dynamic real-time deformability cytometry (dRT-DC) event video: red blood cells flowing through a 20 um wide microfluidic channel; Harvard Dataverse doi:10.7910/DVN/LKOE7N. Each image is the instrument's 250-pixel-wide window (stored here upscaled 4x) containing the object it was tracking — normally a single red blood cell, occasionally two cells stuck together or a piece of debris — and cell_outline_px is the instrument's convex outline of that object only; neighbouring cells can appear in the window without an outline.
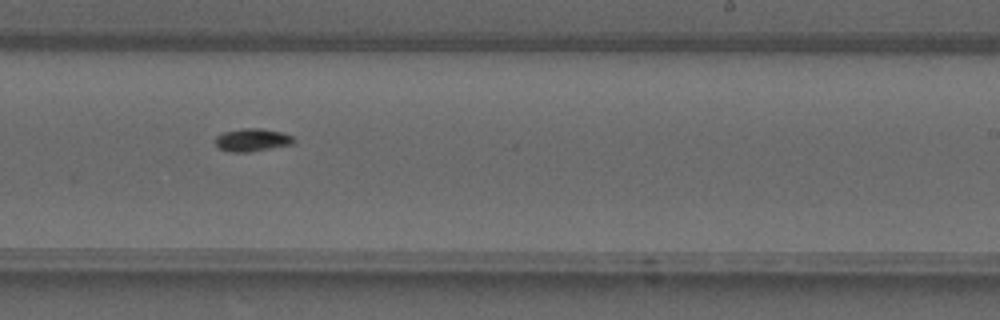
{"species": "common noctule bat (a hibernating species)", "species_latin": "Nyctalus noctula", "temperature_condition": "warm", "stored_images_in_passage": 28, "camera_frame_rate_fps": 3000, "um_per_image_px": 0.085, "animal": {"sex": "male", "forearm_length_mm": 52.5}, "frame": {"image": 1, "passage_image": 13, "time_ms": 4.0, "image_size_px": [1000, 320], "cell_outline_px": [[296, 140], [292, 144], [248, 152], [228, 152], [220, 148], [216, 144], [216, 136], [224, 132], [240, 128], [260, 128], [280, 132], [292, 136]], "centroid_in_image_um": [21.42, 11.89], "position_along_channel_um": 267.6, "area_um2": 10.35}}